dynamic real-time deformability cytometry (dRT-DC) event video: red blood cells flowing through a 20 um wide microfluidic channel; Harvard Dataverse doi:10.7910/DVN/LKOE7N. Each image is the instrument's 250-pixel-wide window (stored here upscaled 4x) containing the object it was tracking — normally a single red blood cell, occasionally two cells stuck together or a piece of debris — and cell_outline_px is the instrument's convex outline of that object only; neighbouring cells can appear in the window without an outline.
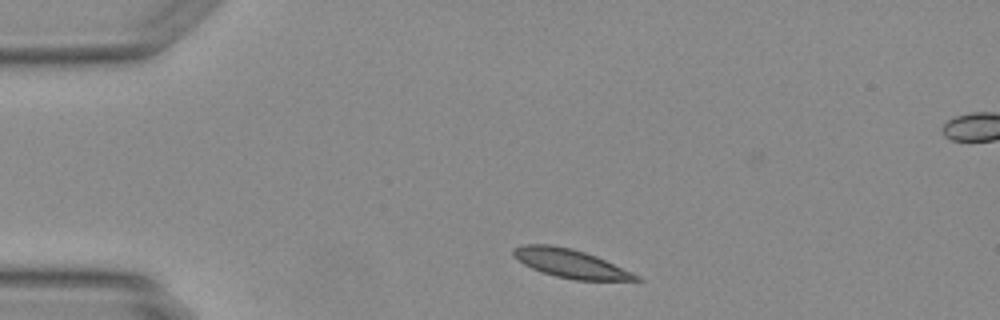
{"species": "Egyptian fruit bat (a non-hibernating species)", "species_latin": "Rousettus aegyptiacus", "temperature_condition": "warm", "stored_images_in_passage": 40, "camera_frame_rate_fps": 3000, "um_per_image_px": 0.085, "animal": {"sex": "female"}, "frame": {"image": 1, "passage_image": 1, "time_ms": 0.0, "image_size_px": [1000, 320], "cell_outline_px": [[644, 280], [576, 280], [556, 276], [540, 272], [524, 264], [512, 256], [512, 248], [524, 244], [548, 244], [572, 248], [596, 256], [632, 272], [640, 276]], "centroid_in_image_um": [48.45, 22.38], "position_along_channel_um": 36.6, "area_um2": 20.4}}